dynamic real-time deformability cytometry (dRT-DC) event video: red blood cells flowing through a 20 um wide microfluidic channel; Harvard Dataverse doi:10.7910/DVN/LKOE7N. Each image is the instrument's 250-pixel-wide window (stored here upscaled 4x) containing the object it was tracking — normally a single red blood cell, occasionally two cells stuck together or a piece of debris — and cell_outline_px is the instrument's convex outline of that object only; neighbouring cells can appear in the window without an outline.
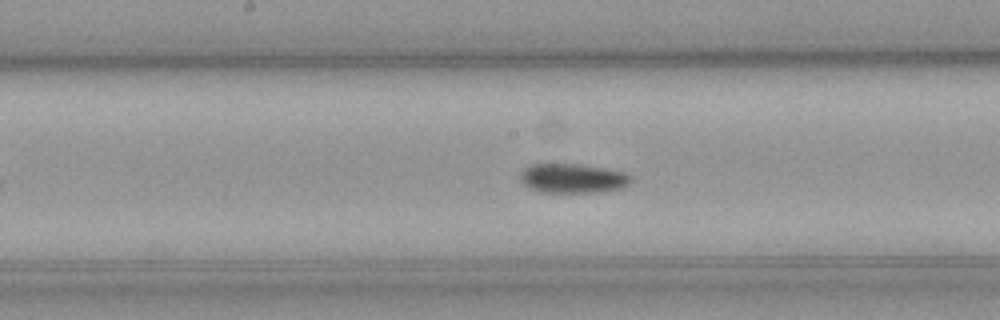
{"species": "common noctule bat (a hibernating species)", "species_latin": "Nyctalus noctula", "temperature_condition": "cold", "stored_images_in_passage": 51, "camera_frame_rate_fps": 3000, "um_per_image_px": 0.085, "animal": {"sex": "male", "body_mass_g": 23.1, "forearm_length_mm": 52.7}, "frame": {"image": 1, "passage_image": 22, "time_ms": 7.0, "image_size_px": [1000, 320], "cell_outline_px": [[632, 180], [624, 188], [604, 192], [540, 192], [528, 188], [520, 180], [520, 176], [524, 168], [532, 164], [576, 164], [604, 168], [624, 172], [632, 176]], "centroid_in_image_um": [48.7, 15.17], "position_along_channel_um": 199.5, "area_um2": 19.07}}
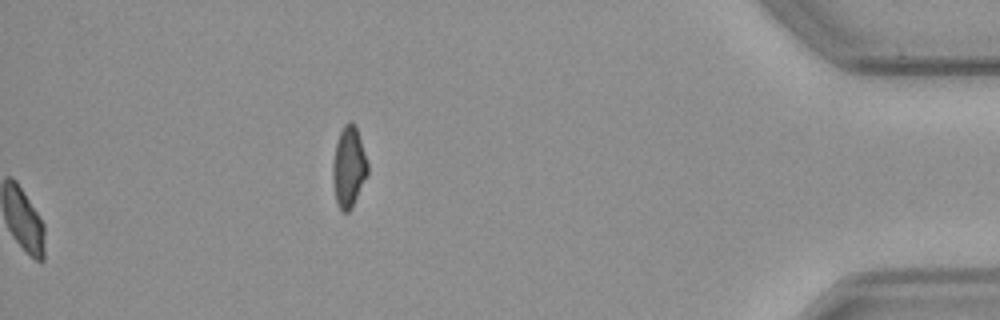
{"frame": {"image": 2, "passage_image": 51, "time_ms": 16.667, "image_size_px": [1000, 320], "cell_outline_px": [[368, 172], [352, 208], [348, 212], [340, 212], [336, 204], [332, 176], [332, 164], [336, 144], [340, 132], [344, 124], [348, 120], [352, 120], [356, 124], [368, 164]], "centroid_in_image_um": [29.63, 14.19], "position_along_channel_um": 405.6, "area_um2": 16.65}, "authors_computed_cell_mechanics": {"area_um2": 17.9758, "velocity_mm_per_s": 3.5788, "shape_relaxation_time_tau1_ms": 4.6899, "shape_relaxation_time_tau2_ms": null, "deformation_change_tau1": 0.1017, "deformation_change_tau2": null}}